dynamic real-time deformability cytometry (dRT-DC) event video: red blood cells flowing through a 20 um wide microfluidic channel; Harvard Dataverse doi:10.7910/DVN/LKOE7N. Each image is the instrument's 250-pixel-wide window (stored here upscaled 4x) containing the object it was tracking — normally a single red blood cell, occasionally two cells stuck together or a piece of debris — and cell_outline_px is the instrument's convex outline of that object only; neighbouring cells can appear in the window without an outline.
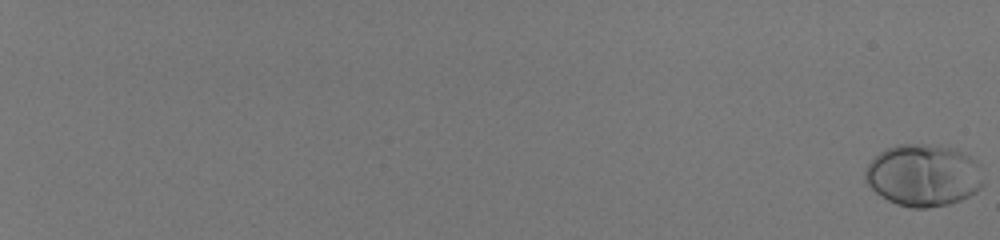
{"species": "human", "species_latin": "Homo sapiens", "temperature_condition": "room temperature", "stored_images_in_passage": 60, "camera_frame_rate_fps": 3000, "um_per_image_px": 0.085, "donor": {"sex": "male"}, "frame": {"image": 1, "passage_image": 1, "time_ms": 0.0, "image_size_px": [1000, 240], "cell_outline_px": [[984, 184], [976, 192], [960, 200], [948, 204], [924, 208], [912, 208], [896, 204], [880, 196], [864, 180], [864, 172], [868, 164], [880, 152], [896, 144], [924, 144], [956, 148], [976, 160], [980, 164]], "centroid_in_image_um": [78.5, 14.89], "position_along_channel_um": 6.5, "area_um2": 42.95}}
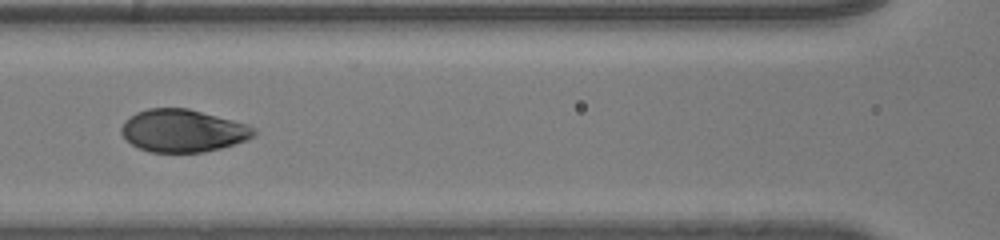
{"frame": {"image": 2, "passage_image": 35, "time_ms": 11.333, "image_size_px": [1000, 240], "cell_outline_px": [[256, 136], [220, 148], [204, 152], [148, 152], [132, 144], [120, 132], [120, 128], [124, 120], [136, 112], [148, 108], [188, 108], [248, 124], [256, 128]], "centroid_in_image_um": [15.54, 11.1], "position_along_channel_um": 151.1, "area_um2": 32.89}}
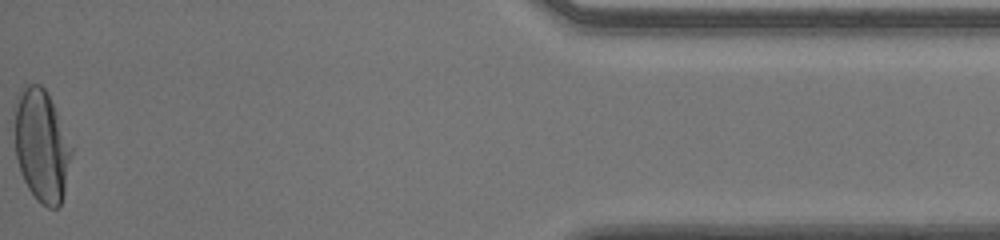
{"frame": {"image": 3, "passage_image": 60, "time_ms": 19.667, "image_size_px": [1000, 240], "cell_outline_px": [[72, 152], [64, 196], [60, 204], [56, 208], [48, 208], [40, 204], [28, 188], [20, 172], [16, 156], [12, 108], [16, 96], [20, 88], [24, 84], [40, 84], [44, 88], [56, 112], [72, 148]], "centroid_in_image_um": [3.48, 12.36], "position_along_channel_um": 431.7, "area_um2": 37.69}, "authors_computed_cell_mechanics": {"area_um2": 34.7956, "velocity_mm_per_s": 4.0222, "shape_relaxation_time_tau1_ms": 2.607, "shape_relaxation_time_tau2_ms": null, "deformation_change_tau1": 0.1769, "deformation_change_tau2": null}}